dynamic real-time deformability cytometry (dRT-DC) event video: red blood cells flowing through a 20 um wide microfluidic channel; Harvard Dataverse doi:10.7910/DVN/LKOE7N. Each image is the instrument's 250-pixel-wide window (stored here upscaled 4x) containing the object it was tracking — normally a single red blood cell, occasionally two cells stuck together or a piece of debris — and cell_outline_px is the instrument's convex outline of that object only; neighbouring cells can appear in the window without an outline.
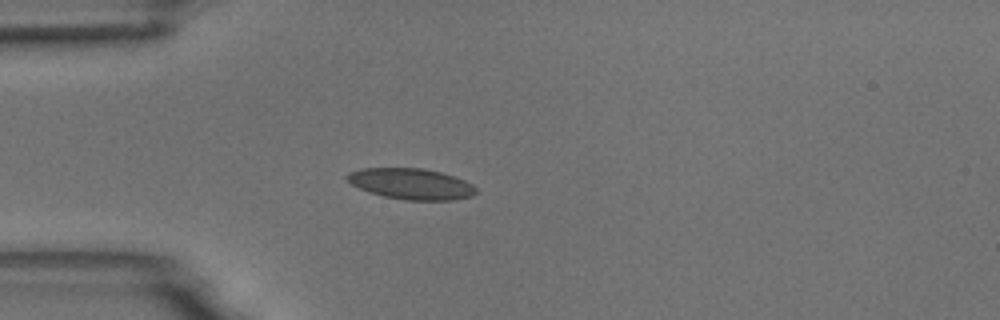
{"species": "common noctule bat (a hibernating species)", "species_latin": "Nyctalus noctula", "temperature_condition": "room temperature", "stored_images_in_passage": 2, "camera_frame_rate_fps": 3000, "um_per_image_px": 0.085, "animal": {"sex": "male", "body_mass_g": 18.8}, "frame": {"image": 1, "passage_image": 1, "time_ms": 0.0, "image_size_px": [1000, 320], "cell_outline_px": [[476, 192], [472, 196], [452, 200], [404, 200], [384, 196], [368, 192], [352, 184], [344, 176], [348, 172], [360, 168], [424, 168], [440, 172], [464, 180], [472, 184], [476, 188]], "centroid_in_image_um": [34.92, 15.62], "position_along_channel_um": 50.1, "area_um2": 23.24}}